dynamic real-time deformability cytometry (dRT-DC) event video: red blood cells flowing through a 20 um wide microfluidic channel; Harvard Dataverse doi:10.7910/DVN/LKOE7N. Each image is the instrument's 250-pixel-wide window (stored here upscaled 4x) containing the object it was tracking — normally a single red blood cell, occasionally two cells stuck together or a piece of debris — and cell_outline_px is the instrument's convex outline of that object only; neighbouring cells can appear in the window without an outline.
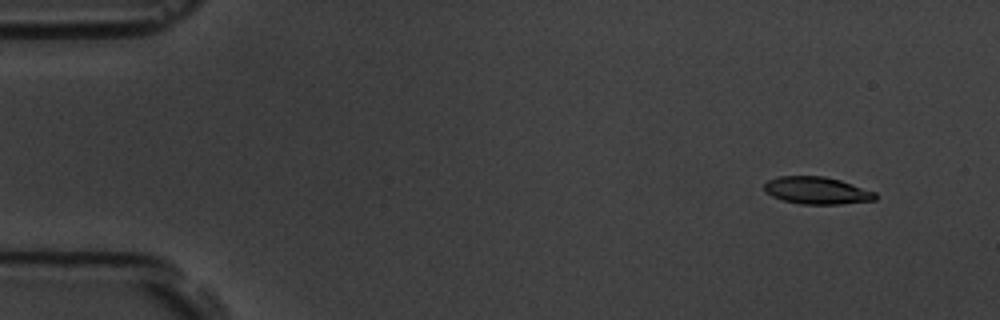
{"species": "common noctule bat (a hibernating species)", "species_latin": "Nyctalus noctula", "temperature_condition": "room temperature", "stored_images_in_passage": 9, "camera_frame_rate_fps": 3000, "um_per_image_px": 0.085, "animal": {"sex": "male", "body_mass_g": 19.5, "forearm_length_mm": 54.6}, "frame": {"image": 1, "passage_image": 2, "time_ms": 1.333, "image_size_px": [1000, 320], "cell_outline_px": [[876, 200], [840, 204], [800, 204], [784, 200], [772, 196], [764, 192], [764, 184], [768, 180], [780, 176], [824, 176], [840, 180], [876, 192]], "centroid_in_image_um": [69.42, 16.19], "position_along_channel_um": 15.6, "area_um2": 17.63}}
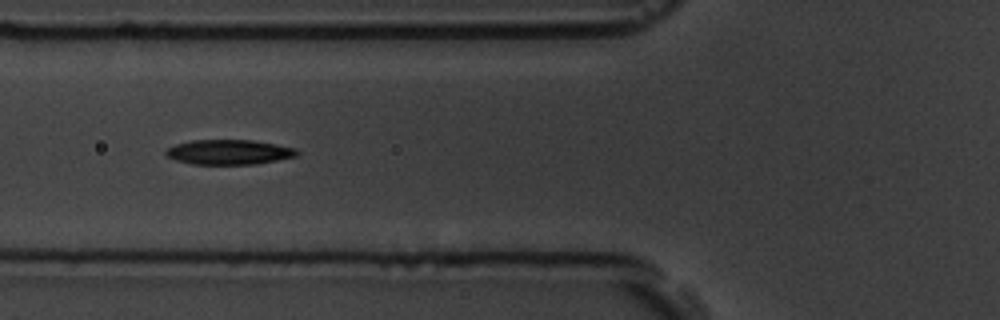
{"frame": {"image": 2, "passage_image": 7, "time_ms": 7.0, "image_size_px": [1000, 320], "cell_outline_px": [[300, 152], [296, 156], [256, 164], [192, 164], [176, 160], [168, 156], [164, 152], [168, 148], [176, 144], [192, 140], [252, 140], [276, 144], [296, 148]], "centroid_in_image_um": [19.48, 12.92], "position_along_channel_um": 106.3, "area_um2": 18.9}}
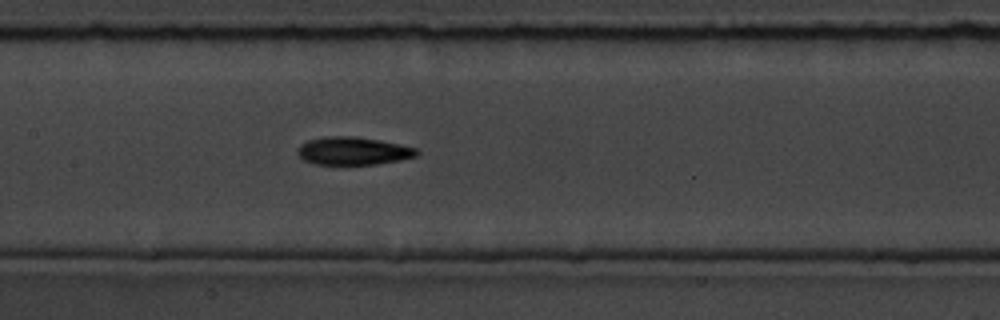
{"frame": {"image": 3, "passage_image": 9, "time_ms": 9.0, "image_size_px": [1000, 320], "cell_outline_px": [[420, 152], [416, 156], [400, 160], [376, 164], [316, 164], [304, 160], [296, 152], [296, 148], [300, 144], [308, 140], [328, 136], [352, 136], [380, 140], [416, 148]], "centroid_in_image_um": [29.99, 12.82], "position_along_channel_um": 177.4, "area_um2": 19.31}}